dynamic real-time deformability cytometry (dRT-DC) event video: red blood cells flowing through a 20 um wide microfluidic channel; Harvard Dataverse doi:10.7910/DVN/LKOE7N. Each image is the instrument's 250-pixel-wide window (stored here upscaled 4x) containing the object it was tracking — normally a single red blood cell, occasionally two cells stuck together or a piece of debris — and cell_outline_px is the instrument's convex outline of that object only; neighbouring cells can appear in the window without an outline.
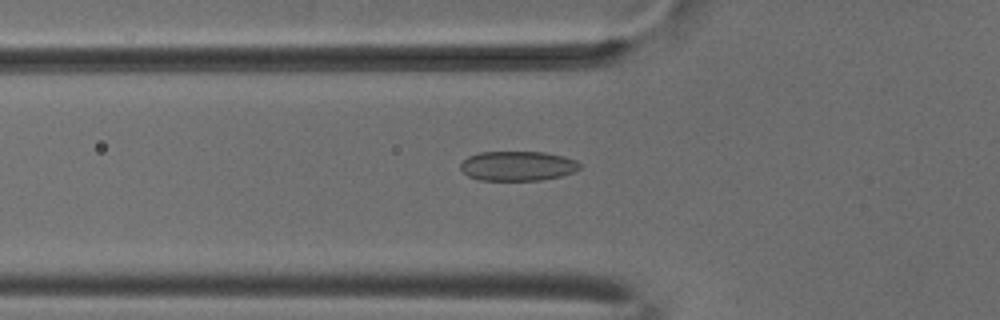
{"species": "common noctule bat (a hibernating species)", "species_latin": "Nyctalus noctula", "temperature_condition": "cold", "stored_images_in_passage": 37, "camera_frame_rate_fps": 3000, "um_per_image_px": 0.085, "animal": {"sex": "male", "body_mass_g": 18.8}, "frame": {"image": 1, "passage_image": 3, "time_ms": 0.667, "image_size_px": [1000, 320], "cell_outline_px": [[580, 168], [576, 172], [560, 176], [540, 180], [480, 180], [468, 176], [460, 168], [460, 164], [468, 156], [480, 152], [544, 152], [564, 156], [576, 160], [580, 164]], "centroid_in_image_um": [44.01, 14.1], "position_along_channel_um": 81.8, "area_um2": 20.63}}
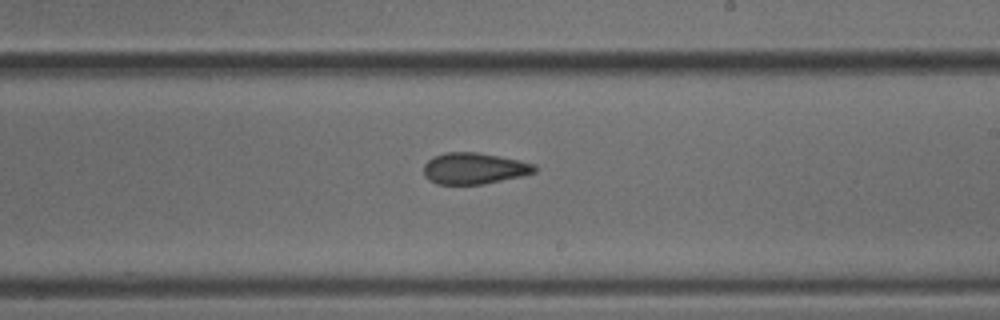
{"frame": {"image": 2, "passage_image": 16, "time_ms": 5.0, "image_size_px": [1000, 320], "cell_outline_px": [[536, 172], [524, 176], [484, 184], [436, 184], [428, 180], [424, 176], [424, 164], [432, 156], [444, 152], [476, 152], [520, 160], [536, 164]], "centroid_in_image_um": [40.3, 14.32], "position_along_channel_um": 248.7, "area_um2": 20.52}}
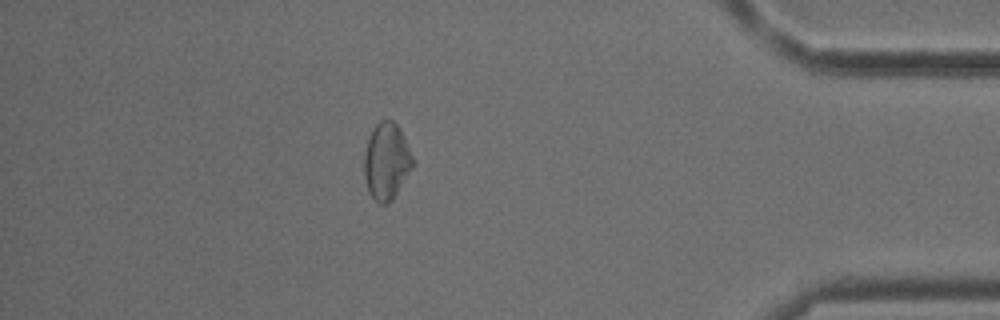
{"frame": {"image": 3, "passage_image": 31, "time_ms": 10.0, "image_size_px": [1000, 320], "cell_outline_px": [[416, 160], [392, 200], [388, 204], [380, 204], [368, 192], [364, 176], [364, 156], [368, 140], [376, 124], [380, 120], [392, 120], [400, 128]], "centroid_in_image_um": [32.87, 13.7], "position_along_channel_um": 402.3, "area_um2": 21.68}, "authors_computed_cell_mechanics": {"area_um2": 20.6924, "velocity_mm_per_s": 3.8282, "shape_relaxation_time_tau1_ms": null, "shape_relaxation_time_tau2_ms": 2.4851, "deformation_change_tau1": null, "deformation_change_tau2": 0.0809}}